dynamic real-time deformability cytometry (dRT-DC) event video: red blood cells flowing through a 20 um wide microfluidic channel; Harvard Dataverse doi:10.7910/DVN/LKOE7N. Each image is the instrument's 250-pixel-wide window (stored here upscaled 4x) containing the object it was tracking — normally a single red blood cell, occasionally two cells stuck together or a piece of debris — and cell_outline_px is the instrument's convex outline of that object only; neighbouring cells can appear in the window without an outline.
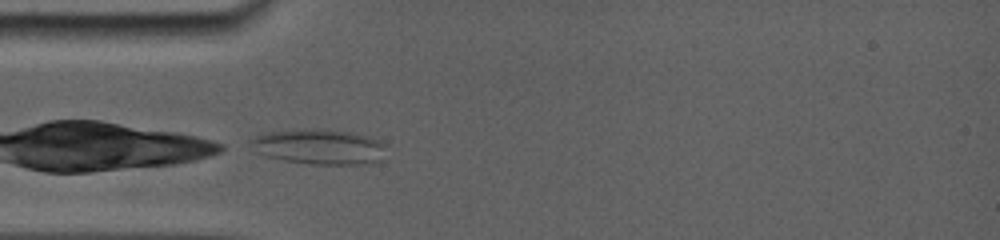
{"species": "common noctule bat (a hibernating species)", "species_latin": "Nyctalus noctula", "temperature_condition": "room temperature", "stored_images_in_passage": 21, "camera_frame_rate_fps": 5000, "um_per_image_px": 0.085, "animal": {"sex": "female", "body_mass_g": 19.0, "forearm_length_mm": 56.7}, "frame": {"image": 1, "passage_image": 1, "time_ms": 0.0, "image_size_px": [1000, 240], "cell_outline_px": [[376, 160], [364, 164], [312, 164], [284, 160], [264, 156], [260, 152], [252, 140], [260, 136], [284, 132], [332, 132], [356, 136], [368, 140], [376, 144]], "centroid_in_image_um": [26.96, 12.57], "position_along_channel_um": 58.0, "area_um2": 23.76}}
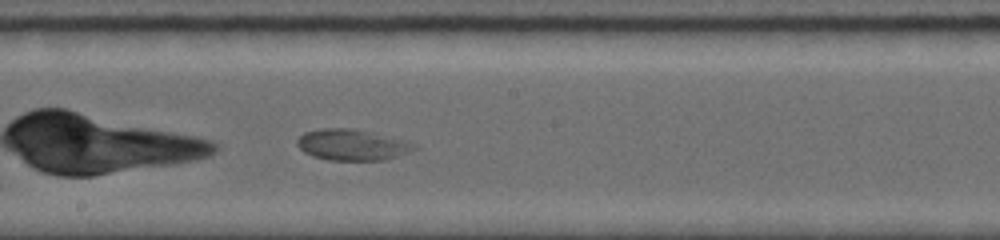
{"frame": {"image": 2, "passage_image": 10, "time_ms": 4.4, "image_size_px": [1000, 240], "cell_outline_px": [[416, 148], [396, 156], [384, 160], [328, 160], [312, 156], [304, 152], [296, 144], [296, 140], [304, 132], [320, 128], [352, 128], [416, 144]], "centroid_in_image_um": [29.82, 12.31], "position_along_channel_um": 218.4, "area_um2": 20.75}}
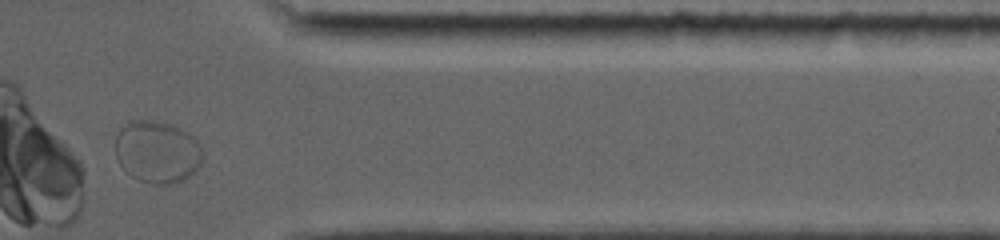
{"frame": {"image": 3, "passage_image": 20, "time_ms": 9.4, "image_size_px": [1000, 240], "cell_outline_px": [[204, 160], [184, 180], [176, 184], [152, 184], [140, 180], [132, 176], [120, 164], [116, 156], [116, 136], [120, 128], [128, 120], [152, 120], [172, 124], [188, 132], [200, 144], [204, 152]], "centroid_in_image_um": [13.39, 12.89], "position_along_channel_um": 398.0, "area_um2": 31.96}}